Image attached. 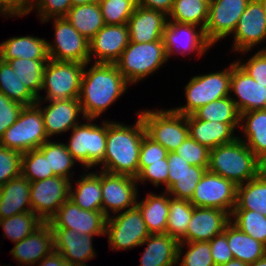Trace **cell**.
Returning a JSON list of instances; mask_svg holds the SVG:
<instances>
[{"label":"cell","instance_id":"obj_1","mask_svg":"<svg viewBox=\"0 0 266 266\" xmlns=\"http://www.w3.org/2000/svg\"><path fill=\"white\" fill-rule=\"evenodd\" d=\"M129 83L114 63H93L84 69L79 101L85 119H97L128 89Z\"/></svg>","mask_w":266,"mask_h":266},{"label":"cell","instance_id":"obj_2","mask_svg":"<svg viewBox=\"0 0 266 266\" xmlns=\"http://www.w3.org/2000/svg\"><path fill=\"white\" fill-rule=\"evenodd\" d=\"M136 115L138 119L133 126L107 121L106 150L101 170L132 177L138 175L140 147L146 130L140 115Z\"/></svg>","mask_w":266,"mask_h":266},{"label":"cell","instance_id":"obj_3","mask_svg":"<svg viewBox=\"0 0 266 266\" xmlns=\"http://www.w3.org/2000/svg\"><path fill=\"white\" fill-rule=\"evenodd\" d=\"M208 171L238 186L256 177V156L238 137L210 149Z\"/></svg>","mask_w":266,"mask_h":266},{"label":"cell","instance_id":"obj_4","mask_svg":"<svg viewBox=\"0 0 266 266\" xmlns=\"http://www.w3.org/2000/svg\"><path fill=\"white\" fill-rule=\"evenodd\" d=\"M88 64L90 62L83 64L49 59L44 69L41 87V92L45 90L46 95H39L36 104L43 105L50 100L65 101L79 98L83 72Z\"/></svg>","mask_w":266,"mask_h":266},{"label":"cell","instance_id":"obj_5","mask_svg":"<svg viewBox=\"0 0 266 266\" xmlns=\"http://www.w3.org/2000/svg\"><path fill=\"white\" fill-rule=\"evenodd\" d=\"M167 56L163 41L149 43L129 42L120 58L114 63L131 85L154 74L165 62Z\"/></svg>","mask_w":266,"mask_h":266},{"label":"cell","instance_id":"obj_6","mask_svg":"<svg viewBox=\"0 0 266 266\" xmlns=\"http://www.w3.org/2000/svg\"><path fill=\"white\" fill-rule=\"evenodd\" d=\"M136 113L144 123L146 135L168 152H174L189 136L187 116L176 113L172 108L146 109Z\"/></svg>","mask_w":266,"mask_h":266},{"label":"cell","instance_id":"obj_7","mask_svg":"<svg viewBox=\"0 0 266 266\" xmlns=\"http://www.w3.org/2000/svg\"><path fill=\"white\" fill-rule=\"evenodd\" d=\"M87 123L76 125L66 147L71 156L80 163L85 172L103 162L106 150L107 121L93 124L95 119H85Z\"/></svg>","mask_w":266,"mask_h":266},{"label":"cell","instance_id":"obj_8","mask_svg":"<svg viewBox=\"0 0 266 266\" xmlns=\"http://www.w3.org/2000/svg\"><path fill=\"white\" fill-rule=\"evenodd\" d=\"M48 140L41 110L35 104L23 107L16 122L0 137V145L25 153L38 149Z\"/></svg>","mask_w":266,"mask_h":266},{"label":"cell","instance_id":"obj_9","mask_svg":"<svg viewBox=\"0 0 266 266\" xmlns=\"http://www.w3.org/2000/svg\"><path fill=\"white\" fill-rule=\"evenodd\" d=\"M192 77L184 89L186 104L172 108L176 113L187 116L201 106L231 95V64L222 71Z\"/></svg>","mask_w":266,"mask_h":266},{"label":"cell","instance_id":"obj_10","mask_svg":"<svg viewBox=\"0 0 266 266\" xmlns=\"http://www.w3.org/2000/svg\"><path fill=\"white\" fill-rule=\"evenodd\" d=\"M105 235H108L110 249L119 251L140 246L150 232L141 211L135 206L108 217Z\"/></svg>","mask_w":266,"mask_h":266},{"label":"cell","instance_id":"obj_11","mask_svg":"<svg viewBox=\"0 0 266 266\" xmlns=\"http://www.w3.org/2000/svg\"><path fill=\"white\" fill-rule=\"evenodd\" d=\"M54 43L47 41L49 59L87 64L90 62L89 40L81 35L65 17L52 18Z\"/></svg>","mask_w":266,"mask_h":266},{"label":"cell","instance_id":"obj_12","mask_svg":"<svg viewBox=\"0 0 266 266\" xmlns=\"http://www.w3.org/2000/svg\"><path fill=\"white\" fill-rule=\"evenodd\" d=\"M71 180L52 176L30 182V204L32 212L43 222H48L69 199Z\"/></svg>","mask_w":266,"mask_h":266},{"label":"cell","instance_id":"obj_13","mask_svg":"<svg viewBox=\"0 0 266 266\" xmlns=\"http://www.w3.org/2000/svg\"><path fill=\"white\" fill-rule=\"evenodd\" d=\"M237 186L220 175L205 172L190 202L195 207L215 208L232 213L236 206Z\"/></svg>","mask_w":266,"mask_h":266},{"label":"cell","instance_id":"obj_14","mask_svg":"<svg viewBox=\"0 0 266 266\" xmlns=\"http://www.w3.org/2000/svg\"><path fill=\"white\" fill-rule=\"evenodd\" d=\"M136 178L101 170L102 212L108 218L136 206L139 199ZM127 208V209H126Z\"/></svg>","mask_w":266,"mask_h":266},{"label":"cell","instance_id":"obj_15","mask_svg":"<svg viewBox=\"0 0 266 266\" xmlns=\"http://www.w3.org/2000/svg\"><path fill=\"white\" fill-rule=\"evenodd\" d=\"M107 217L102 211L84 210L68 199L48 221L51 229H71L79 234L105 235Z\"/></svg>","mask_w":266,"mask_h":266},{"label":"cell","instance_id":"obj_16","mask_svg":"<svg viewBox=\"0 0 266 266\" xmlns=\"http://www.w3.org/2000/svg\"><path fill=\"white\" fill-rule=\"evenodd\" d=\"M249 2L250 0H211L204 34L212 46L233 34Z\"/></svg>","mask_w":266,"mask_h":266},{"label":"cell","instance_id":"obj_17","mask_svg":"<svg viewBox=\"0 0 266 266\" xmlns=\"http://www.w3.org/2000/svg\"><path fill=\"white\" fill-rule=\"evenodd\" d=\"M163 43L167 59L176 54L189 55L192 52L198 57L204 56L212 45L207 41L204 30L191 24L168 21L163 32Z\"/></svg>","mask_w":266,"mask_h":266},{"label":"cell","instance_id":"obj_18","mask_svg":"<svg viewBox=\"0 0 266 266\" xmlns=\"http://www.w3.org/2000/svg\"><path fill=\"white\" fill-rule=\"evenodd\" d=\"M233 52L246 53L266 39V11L259 0H250L233 32Z\"/></svg>","mask_w":266,"mask_h":266},{"label":"cell","instance_id":"obj_19","mask_svg":"<svg viewBox=\"0 0 266 266\" xmlns=\"http://www.w3.org/2000/svg\"><path fill=\"white\" fill-rule=\"evenodd\" d=\"M129 44V29L127 24H105L89 41L90 62L115 63Z\"/></svg>","mask_w":266,"mask_h":266},{"label":"cell","instance_id":"obj_20","mask_svg":"<svg viewBox=\"0 0 266 266\" xmlns=\"http://www.w3.org/2000/svg\"><path fill=\"white\" fill-rule=\"evenodd\" d=\"M240 113L266 109V85L257 83L236 61L231 63L230 93ZM237 98V99H236Z\"/></svg>","mask_w":266,"mask_h":266},{"label":"cell","instance_id":"obj_21","mask_svg":"<svg viewBox=\"0 0 266 266\" xmlns=\"http://www.w3.org/2000/svg\"><path fill=\"white\" fill-rule=\"evenodd\" d=\"M229 223L230 213L226 211L194 206L187 232L179 242L210 241Z\"/></svg>","mask_w":266,"mask_h":266},{"label":"cell","instance_id":"obj_22","mask_svg":"<svg viewBox=\"0 0 266 266\" xmlns=\"http://www.w3.org/2000/svg\"><path fill=\"white\" fill-rule=\"evenodd\" d=\"M49 105L42 107L36 104L42 113L44 119L45 132L48 138L71 131L79 123V117L83 111L78 98L67 99L65 101H48ZM78 118V119H77Z\"/></svg>","mask_w":266,"mask_h":266},{"label":"cell","instance_id":"obj_23","mask_svg":"<svg viewBox=\"0 0 266 266\" xmlns=\"http://www.w3.org/2000/svg\"><path fill=\"white\" fill-rule=\"evenodd\" d=\"M54 251L61 254L70 264L88 266L86 261L96 257L93 235L79 234L71 229H52Z\"/></svg>","mask_w":266,"mask_h":266},{"label":"cell","instance_id":"obj_24","mask_svg":"<svg viewBox=\"0 0 266 266\" xmlns=\"http://www.w3.org/2000/svg\"><path fill=\"white\" fill-rule=\"evenodd\" d=\"M168 16L154 9L137 6L128 20L129 42L163 41Z\"/></svg>","mask_w":266,"mask_h":266},{"label":"cell","instance_id":"obj_25","mask_svg":"<svg viewBox=\"0 0 266 266\" xmlns=\"http://www.w3.org/2000/svg\"><path fill=\"white\" fill-rule=\"evenodd\" d=\"M14 244L10 253L16 262L26 266L39 263L54 251L53 232L50 224L44 222L28 237Z\"/></svg>","mask_w":266,"mask_h":266},{"label":"cell","instance_id":"obj_26","mask_svg":"<svg viewBox=\"0 0 266 266\" xmlns=\"http://www.w3.org/2000/svg\"><path fill=\"white\" fill-rule=\"evenodd\" d=\"M187 124L189 136L209 149L232 142L239 137L234 133L236 127H240V124L200 120L192 114L187 115Z\"/></svg>","mask_w":266,"mask_h":266},{"label":"cell","instance_id":"obj_27","mask_svg":"<svg viewBox=\"0 0 266 266\" xmlns=\"http://www.w3.org/2000/svg\"><path fill=\"white\" fill-rule=\"evenodd\" d=\"M147 244L141 256L140 266L177 265L179 241L168 233L150 234L140 246Z\"/></svg>","mask_w":266,"mask_h":266},{"label":"cell","instance_id":"obj_28","mask_svg":"<svg viewBox=\"0 0 266 266\" xmlns=\"http://www.w3.org/2000/svg\"><path fill=\"white\" fill-rule=\"evenodd\" d=\"M0 191V219L32 211L30 204V181L22 175L0 186Z\"/></svg>","mask_w":266,"mask_h":266},{"label":"cell","instance_id":"obj_29","mask_svg":"<svg viewBox=\"0 0 266 266\" xmlns=\"http://www.w3.org/2000/svg\"><path fill=\"white\" fill-rule=\"evenodd\" d=\"M0 55L4 62L16 58L49 60L47 40L36 36L12 37L0 43Z\"/></svg>","mask_w":266,"mask_h":266},{"label":"cell","instance_id":"obj_30","mask_svg":"<svg viewBox=\"0 0 266 266\" xmlns=\"http://www.w3.org/2000/svg\"><path fill=\"white\" fill-rule=\"evenodd\" d=\"M136 206L141 211L150 234L166 233L169 214V194L166 190L159 195L148 193L140 202L137 199Z\"/></svg>","mask_w":266,"mask_h":266},{"label":"cell","instance_id":"obj_31","mask_svg":"<svg viewBox=\"0 0 266 266\" xmlns=\"http://www.w3.org/2000/svg\"><path fill=\"white\" fill-rule=\"evenodd\" d=\"M96 172H86L80 180H74L75 190L70 184L69 199L84 210L102 211L101 170Z\"/></svg>","mask_w":266,"mask_h":266},{"label":"cell","instance_id":"obj_32","mask_svg":"<svg viewBox=\"0 0 266 266\" xmlns=\"http://www.w3.org/2000/svg\"><path fill=\"white\" fill-rule=\"evenodd\" d=\"M228 246L234 259L248 265L266 256V245L239 230L231 222L225 227Z\"/></svg>","mask_w":266,"mask_h":266},{"label":"cell","instance_id":"obj_33","mask_svg":"<svg viewBox=\"0 0 266 266\" xmlns=\"http://www.w3.org/2000/svg\"><path fill=\"white\" fill-rule=\"evenodd\" d=\"M240 128L244 138H240L255 156L266 152V109L241 113ZM246 139V140H245Z\"/></svg>","mask_w":266,"mask_h":266},{"label":"cell","instance_id":"obj_34","mask_svg":"<svg viewBox=\"0 0 266 266\" xmlns=\"http://www.w3.org/2000/svg\"><path fill=\"white\" fill-rule=\"evenodd\" d=\"M65 18L89 41L105 25L98 2L72 6Z\"/></svg>","mask_w":266,"mask_h":266},{"label":"cell","instance_id":"obj_35","mask_svg":"<svg viewBox=\"0 0 266 266\" xmlns=\"http://www.w3.org/2000/svg\"><path fill=\"white\" fill-rule=\"evenodd\" d=\"M233 210H252L266 216V180L255 177L238 185Z\"/></svg>","mask_w":266,"mask_h":266},{"label":"cell","instance_id":"obj_36","mask_svg":"<svg viewBox=\"0 0 266 266\" xmlns=\"http://www.w3.org/2000/svg\"><path fill=\"white\" fill-rule=\"evenodd\" d=\"M210 2L200 0H175L168 21L191 24L203 30L207 24Z\"/></svg>","mask_w":266,"mask_h":266},{"label":"cell","instance_id":"obj_37","mask_svg":"<svg viewBox=\"0 0 266 266\" xmlns=\"http://www.w3.org/2000/svg\"><path fill=\"white\" fill-rule=\"evenodd\" d=\"M0 92L23 106H32L37 98L20 81L8 62L0 61Z\"/></svg>","mask_w":266,"mask_h":266},{"label":"cell","instance_id":"obj_38","mask_svg":"<svg viewBox=\"0 0 266 266\" xmlns=\"http://www.w3.org/2000/svg\"><path fill=\"white\" fill-rule=\"evenodd\" d=\"M196 119L240 124L241 113L230 96L212 101L192 113Z\"/></svg>","mask_w":266,"mask_h":266},{"label":"cell","instance_id":"obj_39","mask_svg":"<svg viewBox=\"0 0 266 266\" xmlns=\"http://www.w3.org/2000/svg\"><path fill=\"white\" fill-rule=\"evenodd\" d=\"M20 81L38 99L42 87L44 69L48 60L16 58L7 61Z\"/></svg>","mask_w":266,"mask_h":266},{"label":"cell","instance_id":"obj_40","mask_svg":"<svg viewBox=\"0 0 266 266\" xmlns=\"http://www.w3.org/2000/svg\"><path fill=\"white\" fill-rule=\"evenodd\" d=\"M45 157H48L49 171H53L54 176L63 177L69 180L74 171L71 168L78 162L68 152L65 143H56L50 139L38 148Z\"/></svg>","mask_w":266,"mask_h":266},{"label":"cell","instance_id":"obj_41","mask_svg":"<svg viewBox=\"0 0 266 266\" xmlns=\"http://www.w3.org/2000/svg\"><path fill=\"white\" fill-rule=\"evenodd\" d=\"M44 222L32 211L22 212L9 218L0 219L3 235L13 243L20 242L32 234Z\"/></svg>","mask_w":266,"mask_h":266},{"label":"cell","instance_id":"obj_42","mask_svg":"<svg viewBox=\"0 0 266 266\" xmlns=\"http://www.w3.org/2000/svg\"><path fill=\"white\" fill-rule=\"evenodd\" d=\"M208 168L191 165L182 175H168V194L175 199L190 201L195 188Z\"/></svg>","mask_w":266,"mask_h":266},{"label":"cell","instance_id":"obj_43","mask_svg":"<svg viewBox=\"0 0 266 266\" xmlns=\"http://www.w3.org/2000/svg\"><path fill=\"white\" fill-rule=\"evenodd\" d=\"M194 206L188 200L175 199L169 195V214L166 233L178 241L186 234Z\"/></svg>","mask_w":266,"mask_h":266},{"label":"cell","instance_id":"obj_44","mask_svg":"<svg viewBox=\"0 0 266 266\" xmlns=\"http://www.w3.org/2000/svg\"><path fill=\"white\" fill-rule=\"evenodd\" d=\"M230 222L245 234L266 245V216L252 210H233Z\"/></svg>","mask_w":266,"mask_h":266},{"label":"cell","instance_id":"obj_45","mask_svg":"<svg viewBox=\"0 0 266 266\" xmlns=\"http://www.w3.org/2000/svg\"><path fill=\"white\" fill-rule=\"evenodd\" d=\"M184 246L188 247L186 253H183ZM177 260V266H215L209 241L179 242Z\"/></svg>","mask_w":266,"mask_h":266},{"label":"cell","instance_id":"obj_46","mask_svg":"<svg viewBox=\"0 0 266 266\" xmlns=\"http://www.w3.org/2000/svg\"><path fill=\"white\" fill-rule=\"evenodd\" d=\"M21 175L35 182L54 176L53 171H49L48 157L39 150L32 149L22 153Z\"/></svg>","mask_w":266,"mask_h":266},{"label":"cell","instance_id":"obj_47","mask_svg":"<svg viewBox=\"0 0 266 266\" xmlns=\"http://www.w3.org/2000/svg\"><path fill=\"white\" fill-rule=\"evenodd\" d=\"M98 3L107 25L127 24L136 8L127 0H99Z\"/></svg>","mask_w":266,"mask_h":266},{"label":"cell","instance_id":"obj_48","mask_svg":"<svg viewBox=\"0 0 266 266\" xmlns=\"http://www.w3.org/2000/svg\"><path fill=\"white\" fill-rule=\"evenodd\" d=\"M139 173L135 177L137 182L145 184L146 181L151 182L155 187L163 184L168 190V174L169 166L167 158L156 162H138Z\"/></svg>","mask_w":266,"mask_h":266},{"label":"cell","instance_id":"obj_49","mask_svg":"<svg viewBox=\"0 0 266 266\" xmlns=\"http://www.w3.org/2000/svg\"><path fill=\"white\" fill-rule=\"evenodd\" d=\"M175 153L193 166L208 168L210 149L190 136L175 150Z\"/></svg>","mask_w":266,"mask_h":266},{"label":"cell","instance_id":"obj_50","mask_svg":"<svg viewBox=\"0 0 266 266\" xmlns=\"http://www.w3.org/2000/svg\"><path fill=\"white\" fill-rule=\"evenodd\" d=\"M38 11L41 22L50 21L52 18L65 17L72 7L71 0H34L29 6L27 14L34 10Z\"/></svg>","mask_w":266,"mask_h":266},{"label":"cell","instance_id":"obj_51","mask_svg":"<svg viewBox=\"0 0 266 266\" xmlns=\"http://www.w3.org/2000/svg\"><path fill=\"white\" fill-rule=\"evenodd\" d=\"M22 153L0 145V186L21 175Z\"/></svg>","mask_w":266,"mask_h":266},{"label":"cell","instance_id":"obj_52","mask_svg":"<svg viewBox=\"0 0 266 266\" xmlns=\"http://www.w3.org/2000/svg\"><path fill=\"white\" fill-rule=\"evenodd\" d=\"M243 63L240 59L237 64L247 72L257 83L266 85V47L255 52L253 56Z\"/></svg>","mask_w":266,"mask_h":266},{"label":"cell","instance_id":"obj_53","mask_svg":"<svg viewBox=\"0 0 266 266\" xmlns=\"http://www.w3.org/2000/svg\"><path fill=\"white\" fill-rule=\"evenodd\" d=\"M23 107L22 104L10 100L0 92V137L16 122Z\"/></svg>","mask_w":266,"mask_h":266},{"label":"cell","instance_id":"obj_54","mask_svg":"<svg viewBox=\"0 0 266 266\" xmlns=\"http://www.w3.org/2000/svg\"><path fill=\"white\" fill-rule=\"evenodd\" d=\"M211 256L215 266H222L234 259L228 246L227 236L224 232L216 235L209 241Z\"/></svg>","mask_w":266,"mask_h":266},{"label":"cell","instance_id":"obj_55","mask_svg":"<svg viewBox=\"0 0 266 266\" xmlns=\"http://www.w3.org/2000/svg\"><path fill=\"white\" fill-rule=\"evenodd\" d=\"M168 151L159 143L154 142L146 134L144 135L138 162H156L167 158Z\"/></svg>","mask_w":266,"mask_h":266},{"label":"cell","instance_id":"obj_56","mask_svg":"<svg viewBox=\"0 0 266 266\" xmlns=\"http://www.w3.org/2000/svg\"><path fill=\"white\" fill-rule=\"evenodd\" d=\"M28 8L20 0H0V15L4 17H21Z\"/></svg>","mask_w":266,"mask_h":266},{"label":"cell","instance_id":"obj_57","mask_svg":"<svg viewBox=\"0 0 266 266\" xmlns=\"http://www.w3.org/2000/svg\"><path fill=\"white\" fill-rule=\"evenodd\" d=\"M167 161L169 166V174L168 175H182L186 173L191 166L187 161L181 158L177 153L168 152Z\"/></svg>","mask_w":266,"mask_h":266},{"label":"cell","instance_id":"obj_58","mask_svg":"<svg viewBox=\"0 0 266 266\" xmlns=\"http://www.w3.org/2000/svg\"><path fill=\"white\" fill-rule=\"evenodd\" d=\"M175 0H139V6L163 12L167 16L173 8Z\"/></svg>","mask_w":266,"mask_h":266},{"label":"cell","instance_id":"obj_59","mask_svg":"<svg viewBox=\"0 0 266 266\" xmlns=\"http://www.w3.org/2000/svg\"><path fill=\"white\" fill-rule=\"evenodd\" d=\"M38 266H76L70 264L65 260L61 254L53 251L50 255L44 257L39 263Z\"/></svg>","mask_w":266,"mask_h":266},{"label":"cell","instance_id":"obj_60","mask_svg":"<svg viewBox=\"0 0 266 266\" xmlns=\"http://www.w3.org/2000/svg\"><path fill=\"white\" fill-rule=\"evenodd\" d=\"M256 177L266 180V152L256 156Z\"/></svg>","mask_w":266,"mask_h":266},{"label":"cell","instance_id":"obj_61","mask_svg":"<svg viewBox=\"0 0 266 266\" xmlns=\"http://www.w3.org/2000/svg\"><path fill=\"white\" fill-rule=\"evenodd\" d=\"M222 266H249V265L240 260L232 259Z\"/></svg>","mask_w":266,"mask_h":266},{"label":"cell","instance_id":"obj_62","mask_svg":"<svg viewBox=\"0 0 266 266\" xmlns=\"http://www.w3.org/2000/svg\"><path fill=\"white\" fill-rule=\"evenodd\" d=\"M99 0H71L72 6L90 4L94 2H98Z\"/></svg>","mask_w":266,"mask_h":266},{"label":"cell","instance_id":"obj_63","mask_svg":"<svg viewBox=\"0 0 266 266\" xmlns=\"http://www.w3.org/2000/svg\"><path fill=\"white\" fill-rule=\"evenodd\" d=\"M249 266H266V256L258 259L253 264H250Z\"/></svg>","mask_w":266,"mask_h":266},{"label":"cell","instance_id":"obj_64","mask_svg":"<svg viewBox=\"0 0 266 266\" xmlns=\"http://www.w3.org/2000/svg\"><path fill=\"white\" fill-rule=\"evenodd\" d=\"M27 8L33 3L34 0H20Z\"/></svg>","mask_w":266,"mask_h":266},{"label":"cell","instance_id":"obj_65","mask_svg":"<svg viewBox=\"0 0 266 266\" xmlns=\"http://www.w3.org/2000/svg\"><path fill=\"white\" fill-rule=\"evenodd\" d=\"M131 2L135 7L139 6V0H127Z\"/></svg>","mask_w":266,"mask_h":266},{"label":"cell","instance_id":"obj_66","mask_svg":"<svg viewBox=\"0 0 266 266\" xmlns=\"http://www.w3.org/2000/svg\"><path fill=\"white\" fill-rule=\"evenodd\" d=\"M259 1L262 3L263 8L266 11V0H259Z\"/></svg>","mask_w":266,"mask_h":266},{"label":"cell","instance_id":"obj_67","mask_svg":"<svg viewBox=\"0 0 266 266\" xmlns=\"http://www.w3.org/2000/svg\"><path fill=\"white\" fill-rule=\"evenodd\" d=\"M202 2H211V0H200Z\"/></svg>","mask_w":266,"mask_h":266}]
</instances>
